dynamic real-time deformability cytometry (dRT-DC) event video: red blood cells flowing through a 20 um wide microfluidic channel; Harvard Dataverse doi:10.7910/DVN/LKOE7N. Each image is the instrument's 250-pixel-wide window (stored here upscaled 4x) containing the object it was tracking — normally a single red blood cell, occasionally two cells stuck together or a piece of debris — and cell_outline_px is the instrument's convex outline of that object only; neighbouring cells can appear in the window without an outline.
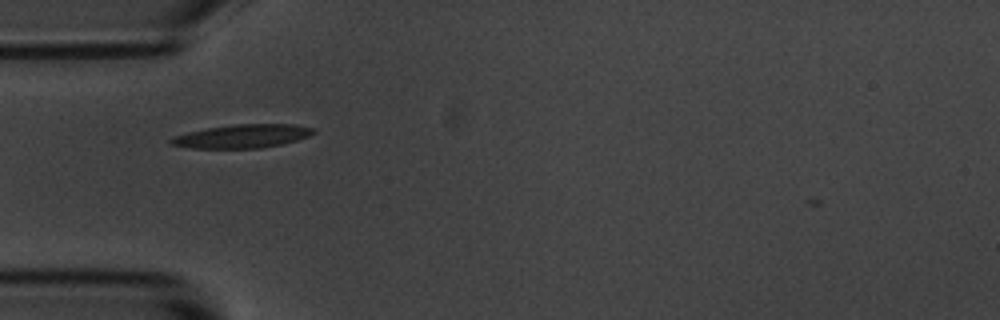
{"species": "common noctule bat (a hibernating species)", "species_latin": "Nyctalus noctula", "temperature_condition": "room temperature", "stored_images_in_passage": 6, "camera_frame_rate_fps": 3000, "um_per_image_px": 0.085, "animal": {"sex": "male", "body_mass_g": 20.1, "forearm_length_mm": 53.5}, "frame": {"image": 1, "passage_image": 4, "time_ms": 4.333, "image_size_px": [1000, 320], "cell_outline_px": [[316, 132], [308, 136], [296, 140], [280, 144], [260, 148], [192, 148], [168, 144], [168, 140], [172, 136], [188, 132], [208, 128], [232, 124], [296, 124], [316, 128]], "centroid_in_image_um": [20.58, 11.57], "position_along_channel_um": 64.4, "area_um2": 19.59}}
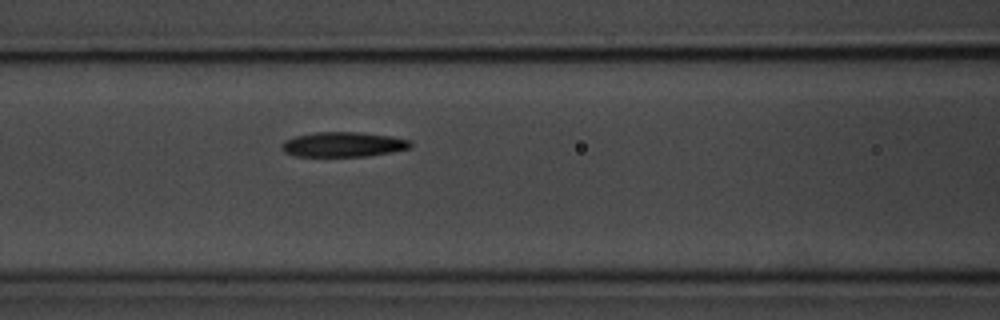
{"frame": {"image": 2, "passage_image": 6, "time_ms": 6.333, "image_size_px": [1000, 320], "cell_outline_px": [[412, 148], [392, 152], [368, 156], [296, 156], [284, 152], [280, 148], [280, 144], [284, 140], [296, 136], [312, 132], [360, 132], [392, 136], [412, 140]], "centroid_in_image_um": [29.19, 12.27], "position_along_channel_um": 137.4, "area_um2": 18.96}}